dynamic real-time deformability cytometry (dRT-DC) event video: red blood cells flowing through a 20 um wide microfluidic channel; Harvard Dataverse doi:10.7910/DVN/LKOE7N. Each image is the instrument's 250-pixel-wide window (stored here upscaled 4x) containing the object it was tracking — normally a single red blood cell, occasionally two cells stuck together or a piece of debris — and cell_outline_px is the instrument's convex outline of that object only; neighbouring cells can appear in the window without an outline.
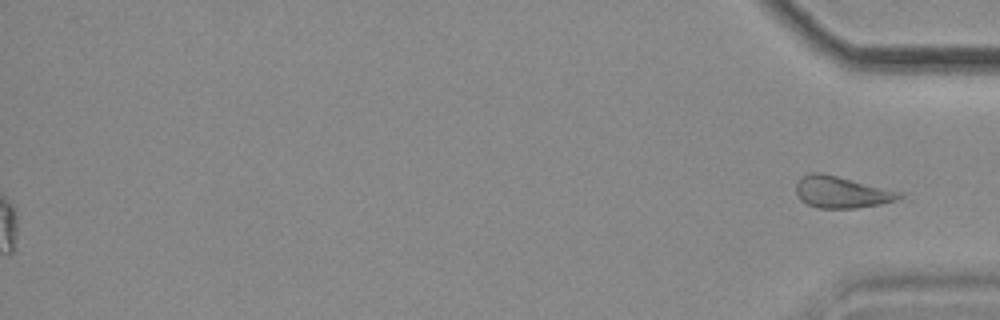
{"species": "common noctule bat (a hibernating species)", "species_latin": "Nyctalus noctula", "temperature_condition": "cold", "stored_images_in_passage": 50, "segment_of_instrument_passage": [2, 2], "camera_frame_rate_fps": 3000, "um_per_image_px": 0.085, "animal": {"sex": "female", "body_mass_g": 18.4}, "frame": {"image": 1, "passage_image": 50, "time_ms": 16.333, "image_size_px": [1000, 320], "cell_outline_px": [[904, 196], [896, 200], [880, 204], [856, 208], [816, 208], [800, 200], [796, 192], [796, 184], [804, 176], [812, 172], [820, 172], [904, 192]], "centroid_in_image_um": [71.56, 16.34], "position_along_channel_um": 363.6, "area_um2": 19.02}}